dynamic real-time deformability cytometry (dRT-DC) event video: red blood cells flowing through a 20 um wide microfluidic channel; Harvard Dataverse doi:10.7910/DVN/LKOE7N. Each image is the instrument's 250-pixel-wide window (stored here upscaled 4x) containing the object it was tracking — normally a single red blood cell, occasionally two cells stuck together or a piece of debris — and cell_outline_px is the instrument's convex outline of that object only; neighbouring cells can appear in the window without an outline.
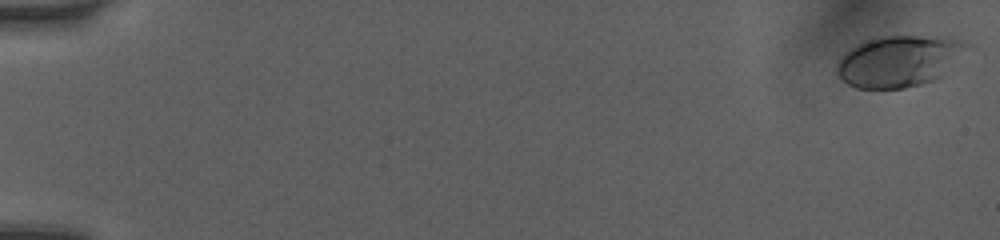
{"species": "human", "species_latin": "Homo sapiens", "temperature_condition": "room temperature", "stored_images_in_passage": 12, "camera_frame_rate_fps": 3000, "um_per_image_px": 0.085, "donor": {"sex": "female"}, "frame": {"image": 1, "passage_image": 1, "time_ms": 0.0, "image_size_px": [1000, 240], "cell_outline_px": [[976, 48], [944, 76], [920, 84], [904, 88], [856, 88], [848, 84], [836, 72], [836, 64], [844, 52], [856, 44], [880, 36], [952, 36], [972, 44]], "centroid_in_image_um": [76.58, 5.16], "position_along_channel_um": 8.4, "area_um2": 40.11}}